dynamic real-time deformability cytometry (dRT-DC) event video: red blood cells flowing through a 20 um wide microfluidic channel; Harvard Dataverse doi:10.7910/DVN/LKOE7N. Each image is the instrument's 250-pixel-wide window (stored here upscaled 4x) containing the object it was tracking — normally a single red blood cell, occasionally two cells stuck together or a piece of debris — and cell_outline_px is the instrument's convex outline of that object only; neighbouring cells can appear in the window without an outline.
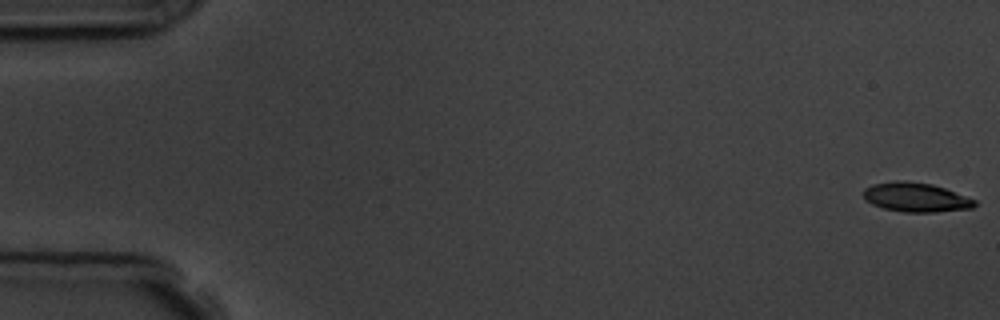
{"species": "common noctule bat (a hibernating species)", "species_latin": "Nyctalus noctula", "temperature_condition": "room temperature", "stored_images_in_passage": 6, "camera_frame_rate_fps": 3000, "um_per_image_px": 0.085, "animal": {"sex": "male", "body_mass_g": 19.5, "forearm_length_mm": 54.6}, "frame": {"image": 1, "passage_image": 1, "time_ms": 0.0, "image_size_px": [1000, 320], "cell_outline_px": [[976, 204], [972, 208], [936, 212], [904, 212], [884, 208], [872, 204], [864, 200], [864, 188], [872, 184], [896, 180], [908, 180], [932, 184], [944, 188], [976, 200]], "centroid_in_image_um": [77.82, 16.76], "position_along_channel_um": 7.2, "area_um2": 19.02}}
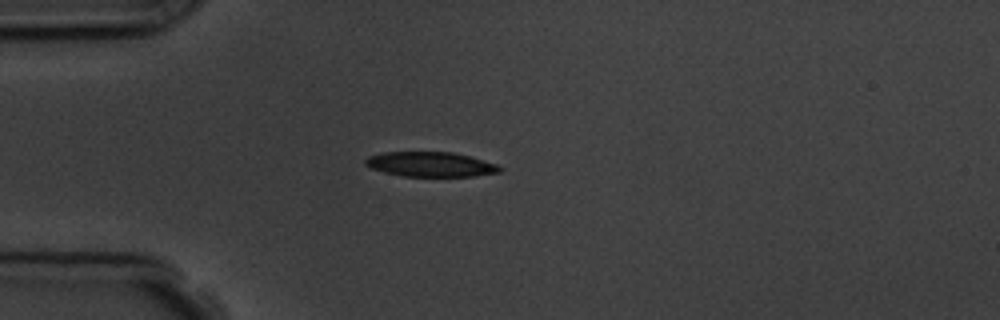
{"frame": {"image": 2, "passage_image": 5, "time_ms": 4.667, "image_size_px": [1000, 320], "cell_outline_px": [[504, 168], [500, 172], [476, 176], [404, 176], [384, 172], [372, 168], [364, 164], [364, 160], [368, 156], [384, 152], [452, 152], [468, 156], [496, 164]], "centroid_in_image_um": [36.59, 13.97], "position_along_channel_um": 48.4, "area_um2": 19.31}}